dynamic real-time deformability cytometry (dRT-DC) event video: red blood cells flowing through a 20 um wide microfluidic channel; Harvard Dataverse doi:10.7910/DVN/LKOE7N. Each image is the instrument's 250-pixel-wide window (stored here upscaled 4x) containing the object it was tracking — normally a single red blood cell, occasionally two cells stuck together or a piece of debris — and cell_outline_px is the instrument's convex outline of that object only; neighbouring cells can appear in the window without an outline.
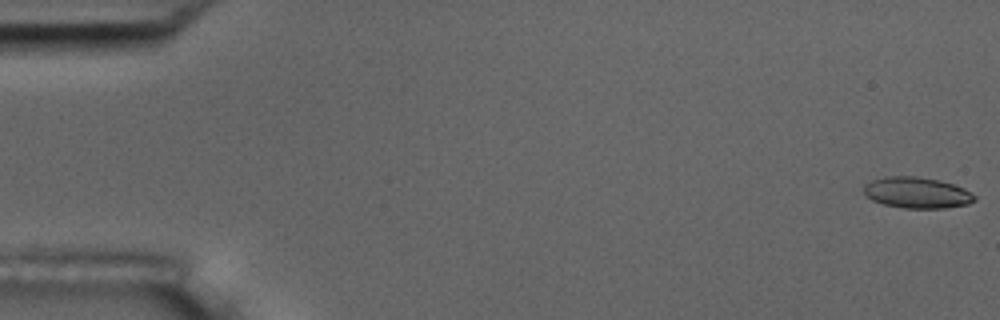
{"species": "common noctule bat (a hibernating species)", "species_latin": "Nyctalus noctula", "temperature_condition": "room temperature", "stored_images_in_passage": 7, "camera_frame_rate_fps": 3000, "um_per_image_px": 0.085, "animal": {"sex": "male", "body_mass_g": 17.5, "forearm_length_mm": 52.3}, "frame": {"image": 1, "passage_image": 1, "time_ms": 0.0, "image_size_px": [1000, 320], "cell_outline_px": [[976, 200], [968, 204], [944, 208], [904, 208], [884, 204], [872, 200], [864, 196], [864, 184], [872, 180], [884, 176], [916, 176], [940, 180], [964, 188], [972, 192], [976, 196]], "centroid_in_image_um": [77.93, 16.37], "position_along_channel_um": 7.1, "area_um2": 20.23}}
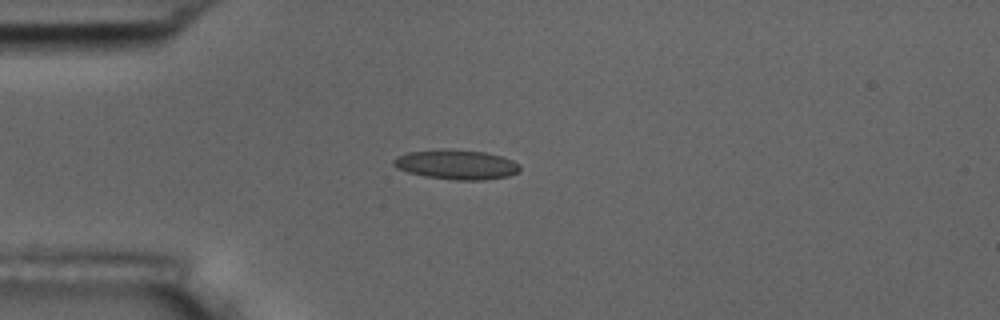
{"frame": {"image": 2, "passage_image": 5, "time_ms": 4.667, "image_size_px": [1000, 320], "cell_outline_px": [[520, 168], [516, 172], [508, 176], [484, 180], [456, 180], [424, 176], [408, 172], [396, 168], [392, 164], [392, 160], [396, 156], [408, 152], [444, 148], [448, 148], [488, 152], [512, 160], [520, 164]], "centroid_in_image_um": [38.76, 13.97], "position_along_channel_um": 46.2, "area_um2": 22.08}}
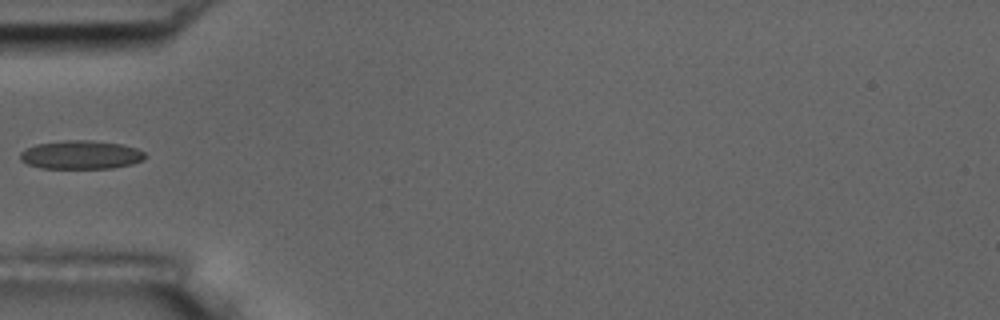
{"frame": {"image": 3, "passage_image": 6, "time_ms": 6.0, "image_size_px": [1000, 320], "cell_outline_px": [[148, 156], [144, 160], [132, 164], [112, 168], [40, 168], [28, 164], [20, 160], [20, 152], [36, 144], [64, 140], [92, 140], [120, 144], [136, 148], [144, 152]], "centroid_in_image_um": [6.9, 13.16], "position_along_channel_um": 78.1, "area_um2": 20.87}}